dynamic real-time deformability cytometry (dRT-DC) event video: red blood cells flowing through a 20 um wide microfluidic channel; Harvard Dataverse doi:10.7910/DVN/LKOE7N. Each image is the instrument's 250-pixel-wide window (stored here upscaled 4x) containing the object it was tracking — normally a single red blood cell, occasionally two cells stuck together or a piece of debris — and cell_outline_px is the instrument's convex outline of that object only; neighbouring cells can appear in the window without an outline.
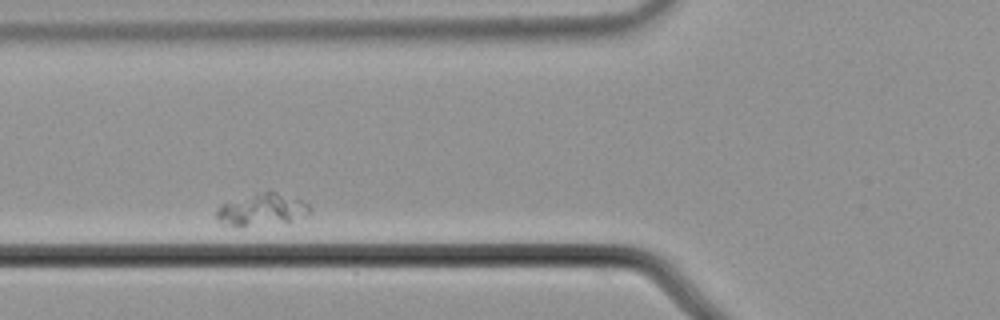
{"species": "common noctule bat (a hibernating species)", "species_latin": "Nyctalus noctula", "temperature_condition": "cold", "stored_images_in_passage": 33, "camera_frame_rate_fps": 3000, "um_per_image_px": 0.085, "animal": {"sex": "male", "body_mass_g": 21.5, "forearm_length_mm": 52.0}, "frame": {"image": 1, "passage_image": 6, "time_ms": 1.667, "image_size_px": [1000, 320], "cell_outline_px": [[312, 208], [308, 212], [288, 220], [244, 228], [224, 228], [212, 216], [224, 204], [256, 192], [272, 188], [300, 200], [308, 204]], "centroid_in_image_um": [22.13, 17.82], "position_along_channel_um": 103.7, "area_um2": 17.86}}
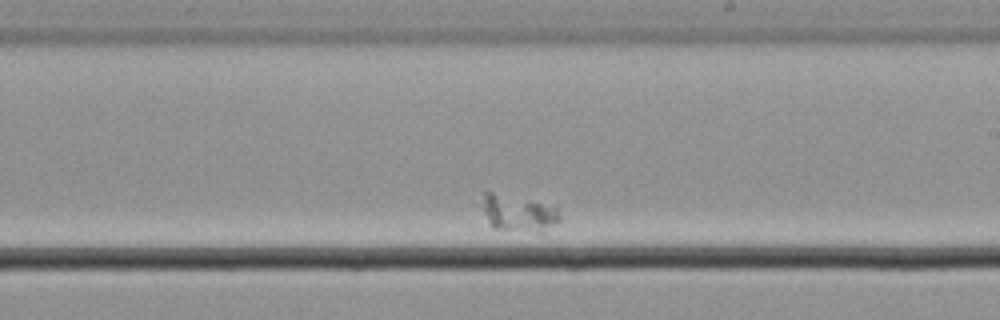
{"frame": {"image": 2, "passage_image": 20, "time_ms": 6.333, "image_size_px": [1000, 320], "cell_outline_px": [[560, 220], [540, 232], [492, 228], [484, 212], [484, 192], [492, 192], [556, 204], [560, 216]], "centroid_in_image_um": [44.13, 18.09], "position_along_channel_um": 244.9, "area_um2": 16.42}}
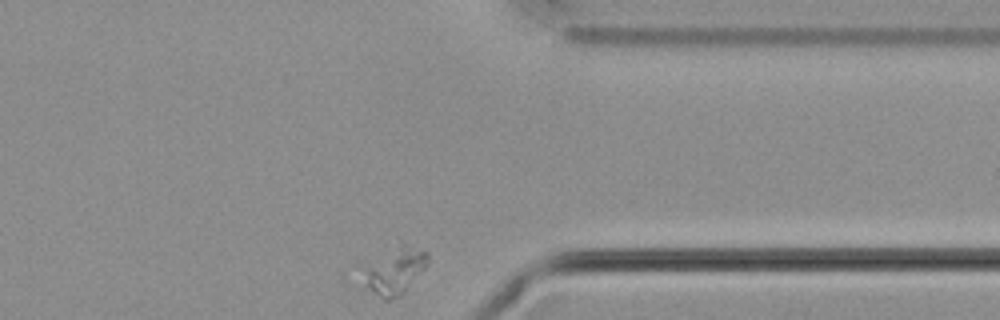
{"frame": {"image": 3, "passage_image": 33, "time_ms": 10.667, "image_size_px": [1000, 320], "cell_outline_px": [[428, 264], [404, 292], [400, 296], [388, 300], [384, 300], [368, 288], [352, 268], [352, 264], [356, 260], [404, 244], [408, 244], [428, 252]], "centroid_in_image_um": [33.28, 22.95], "position_along_channel_um": 378.1, "area_um2": 19.48}}